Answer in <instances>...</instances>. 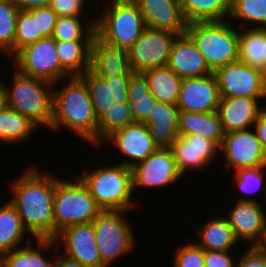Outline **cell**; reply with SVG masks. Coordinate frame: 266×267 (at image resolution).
<instances>
[{
    "label": "cell",
    "mask_w": 266,
    "mask_h": 267,
    "mask_svg": "<svg viewBox=\"0 0 266 267\" xmlns=\"http://www.w3.org/2000/svg\"><path fill=\"white\" fill-rule=\"evenodd\" d=\"M36 17L37 32L42 37H52L58 15L49 7H35L28 9Z\"/></svg>",
    "instance_id": "41"
},
{
    "label": "cell",
    "mask_w": 266,
    "mask_h": 267,
    "mask_svg": "<svg viewBox=\"0 0 266 267\" xmlns=\"http://www.w3.org/2000/svg\"><path fill=\"white\" fill-rule=\"evenodd\" d=\"M0 267H6V264L1 256H0Z\"/></svg>",
    "instance_id": "52"
},
{
    "label": "cell",
    "mask_w": 266,
    "mask_h": 267,
    "mask_svg": "<svg viewBox=\"0 0 266 267\" xmlns=\"http://www.w3.org/2000/svg\"><path fill=\"white\" fill-rule=\"evenodd\" d=\"M149 84L150 93L159 102L176 104L182 79L167 65L143 72Z\"/></svg>",
    "instance_id": "32"
},
{
    "label": "cell",
    "mask_w": 266,
    "mask_h": 267,
    "mask_svg": "<svg viewBox=\"0 0 266 267\" xmlns=\"http://www.w3.org/2000/svg\"><path fill=\"white\" fill-rule=\"evenodd\" d=\"M220 92L214 73L201 77L182 79L176 105L181 111L216 112Z\"/></svg>",
    "instance_id": "18"
},
{
    "label": "cell",
    "mask_w": 266,
    "mask_h": 267,
    "mask_svg": "<svg viewBox=\"0 0 266 267\" xmlns=\"http://www.w3.org/2000/svg\"><path fill=\"white\" fill-rule=\"evenodd\" d=\"M228 20L243 22V28H266V0H231Z\"/></svg>",
    "instance_id": "35"
},
{
    "label": "cell",
    "mask_w": 266,
    "mask_h": 267,
    "mask_svg": "<svg viewBox=\"0 0 266 267\" xmlns=\"http://www.w3.org/2000/svg\"><path fill=\"white\" fill-rule=\"evenodd\" d=\"M236 261V267H266V254L259 247H248Z\"/></svg>",
    "instance_id": "45"
},
{
    "label": "cell",
    "mask_w": 266,
    "mask_h": 267,
    "mask_svg": "<svg viewBox=\"0 0 266 267\" xmlns=\"http://www.w3.org/2000/svg\"><path fill=\"white\" fill-rule=\"evenodd\" d=\"M176 34L146 27L139 39L128 49L130 69L134 73L166 66Z\"/></svg>",
    "instance_id": "11"
},
{
    "label": "cell",
    "mask_w": 266,
    "mask_h": 267,
    "mask_svg": "<svg viewBox=\"0 0 266 267\" xmlns=\"http://www.w3.org/2000/svg\"><path fill=\"white\" fill-rule=\"evenodd\" d=\"M57 253L59 254H57L58 257L56 256L55 258L53 267H85L80 262L70 259L65 255H62V253H60L59 250H57Z\"/></svg>",
    "instance_id": "49"
},
{
    "label": "cell",
    "mask_w": 266,
    "mask_h": 267,
    "mask_svg": "<svg viewBox=\"0 0 266 267\" xmlns=\"http://www.w3.org/2000/svg\"><path fill=\"white\" fill-rule=\"evenodd\" d=\"M11 199L22 224L31 238L54 239L55 175L41 173L38 166L30 165L20 177L10 181Z\"/></svg>",
    "instance_id": "1"
},
{
    "label": "cell",
    "mask_w": 266,
    "mask_h": 267,
    "mask_svg": "<svg viewBox=\"0 0 266 267\" xmlns=\"http://www.w3.org/2000/svg\"><path fill=\"white\" fill-rule=\"evenodd\" d=\"M150 93L147 78L143 73H133L129 80L128 98H141Z\"/></svg>",
    "instance_id": "46"
},
{
    "label": "cell",
    "mask_w": 266,
    "mask_h": 267,
    "mask_svg": "<svg viewBox=\"0 0 266 267\" xmlns=\"http://www.w3.org/2000/svg\"><path fill=\"white\" fill-rule=\"evenodd\" d=\"M43 38L37 32L36 17L28 10H20L16 21L14 55L22 48Z\"/></svg>",
    "instance_id": "39"
},
{
    "label": "cell",
    "mask_w": 266,
    "mask_h": 267,
    "mask_svg": "<svg viewBox=\"0 0 266 267\" xmlns=\"http://www.w3.org/2000/svg\"><path fill=\"white\" fill-rule=\"evenodd\" d=\"M179 173L184 176L187 170H204L217 158L219 146L210 139L199 135H179L169 146Z\"/></svg>",
    "instance_id": "17"
},
{
    "label": "cell",
    "mask_w": 266,
    "mask_h": 267,
    "mask_svg": "<svg viewBox=\"0 0 266 267\" xmlns=\"http://www.w3.org/2000/svg\"><path fill=\"white\" fill-rule=\"evenodd\" d=\"M237 202V203H236ZM233 208L225 217L238 242L247 241L249 247H259L266 235V210L255 197L236 199ZM263 206V207H262Z\"/></svg>",
    "instance_id": "12"
},
{
    "label": "cell",
    "mask_w": 266,
    "mask_h": 267,
    "mask_svg": "<svg viewBox=\"0 0 266 267\" xmlns=\"http://www.w3.org/2000/svg\"><path fill=\"white\" fill-rule=\"evenodd\" d=\"M179 112L176 104L157 101L143 122L159 147H169L179 136Z\"/></svg>",
    "instance_id": "24"
},
{
    "label": "cell",
    "mask_w": 266,
    "mask_h": 267,
    "mask_svg": "<svg viewBox=\"0 0 266 267\" xmlns=\"http://www.w3.org/2000/svg\"><path fill=\"white\" fill-rule=\"evenodd\" d=\"M86 2L87 0H52L49 7L58 17H83Z\"/></svg>",
    "instance_id": "42"
},
{
    "label": "cell",
    "mask_w": 266,
    "mask_h": 267,
    "mask_svg": "<svg viewBox=\"0 0 266 267\" xmlns=\"http://www.w3.org/2000/svg\"><path fill=\"white\" fill-rule=\"evenodd\" d=\"M187 24L228 20L231 0H179Z\"/></svg>",
    "instance_id": "31"
},
{
    "label": "cell",
    "mask_w": 266,
    "mask_h": 267,
    "mask_svg": "<svg viewBox=\"0 0 266 267\" xmlns=\"http://www.w3.org/2000/svg\"><path fill=\"white\" fill-rule=\"evenodd\" d=\"M107 142L128 158L123 159L119 164L129 168L144 161L159 147L150 135L148 126L140 122H134L114 131L102 144Z\"/></svg>",
    "instance_id": "16"
},
{
    "label": "cell",
    "mask_w": 266,
    "mask_h": 267,
    "mask_svg": "<svg viewBox=\"0 0 266 267\" xmlns=\"http://www.w3.org/2000/svg\"><path fill=\"white\" fill-rule=\"evenodd\" d=\"M260 100L263 99L244 96L221 97L216 112L224 133L252 128L264 108L260 106Z\"/></svg>",
    "instance_id": "21"
},
{
    "label": "cell",
    "mask_w": 266,
    "mask_h": 267,
    "mask_svg": "<svg viewBox=\"0 0 266 267\" xmlns=\"http://www.w3.org/2000/svg\"><path fill=\"white\" fill-rule=\"evenodd\" d=\"M33 239L27 238L26 245L22 244L21 247L12 251L5 252L0 256L4 260L6 267H53L55 262L56 252L59 249L54 239H36V246L38 249L33 247ZM54 251L55 255L51 260L47 256L43 255L44 252ZM47 250V251H46ZM50 259V260H49Z\"/></svg>",
    "instance_id": "25"
},
{
    "label": "cell",
    "mask_w": 266,
    "mask_h": 267,
    "mask_svg": "<svg viewBox=\"0 0 266 267\" xmlns=\"http://www.w3.org/2000/svg\"><path fill=\"white\" fill-rule=\"evenodd\" d=\"M20 10L50 6L52 0H10Z\"/></svg>",
    "instance_id": "48"
},
{
    "label": "cell",
    "mask_w": 266,
    "mask_h": 267,
    "mask_svg": "<svg viewBox=\"0 0 266 267\" xmlns=\"http://www.w3.org/2000/svg\"><path fill=\"white\" fill-rule=\"evenodd\" d=\"M12 85L0 81L4 94V103L23 116H26L37 127H51L53 120V87L45 80L26 76L13 70Z\"/></svg>",
    "instance_id": "3"
},
{
    "label": "cell",
    "mask_w": 266,
    "mask_h": 267,
    "mask_svg": "<svg viewBox=\"0 0 266 267\" xmlns=\"http://www.w3.org/2000/svg\"><path fill=\"white\" fill-rule=\"evenodd\" d=\"M86 19L89 18L83 20L82 17H58L52 38L55 41L93 40L96 36V18L88 21Z\"/></svg>",
    "instance_id": "36"
},
{
    "label": "cell",
    "mask_w": 266,
    "mask_h": 267,
    "mask_svg": "<svg viewBox=\"0 0 266 267\" xmlns=\"http://www.w3.org/2000/svg\"><path fill=\"white\" fill-rule=\"evenodd\" d=\"M196 231L199 240L194 243L203 250L229 251L239 244L225 216L209 218Z\"/></svg>",
    "instance_id": "27"
},
{
    "label": "cell",
    "mask_w": 266,
    "mask_h": 267,
    "mask_svg": "<svg viewBox=\"0 0 266 267\" xmlns=\"http://www.w3.org/2000/svg\"><path fill=\"white\" fill-rule=\"evenodd\" d=\"M56 177L53 205L55 237L67 226L93 222L102 211L79 177L71 178L72 181Z\"/></svg>",
    "instance_id": "7"
},
{
    "label": "cell",
    "mask_w": 266,
    "mask_h": 267,
    "mask_svg": "<svg viewBox=\"0 0 266 267\" xmlns=\"http://www.w3.org/2000/svg\"><path fill=\"white\" fill-rule=\"evenodd\" d=\"M141 12L146 27L185 34L187 22L179 0H132Z\"/></svg>",
    "instance_id": "19"
},
{
    "label": "cell",
    "mask_w": 266,
    "mask_h": 267,
    "mask_svg": "<svg viewBox=\"0 0 266 267\" xmlns=\"http://www.w3.org/2000/svg\"><path fill=\"white\" fill-rule=\"evenodd\" d=\"M178 134L199 135L214 141L220 147L225 133L217 112L197 113L180 110Z\"/></svg>",
    "instance_id": "26"
},
{
    "label": "cell",
    "mask_w": 266,
    "mask_h": 267,
    "mask_svg": "<svg viewBox=\"0 0 266 267\" xmlns=\"http://www.w3.org/2000/svg\"><path fill=\"white\" fill-rule=\"evenodd\" d=\"M229 251L204 250V267H236L234 256ZM235 259V260H234Z\"/></svg>",
    "instance_id": "44"
},
{
    "label": "cell",
    "mask_w": 266,
    "mask_h": 267,
    "mask_svg": "<svg viewBox=\"0 0 266 267\" xmlns=\"http://www.w3.org/2000/svg\"><path fill=\"white\" fill-rule=\"evenodd\" d=\"M107 1L96 16V35L110 45L128 50L145 30L144 18L132 0Z\"/></svg>",
    "instance_id": "6"
},
{
    "label": "cell",
    "mask_w": 266,
    "mask_h": 267,
    "mask_svg": "<svg viewBox=\"0 0 266 267\" xmlns=\"http://www.w3.org/2000/svg\"><path fill=\"white\" fill-rule=\"evenodd\" d=\"M11 62L19 73L45 80L52 84L65 82L70 77L61 67L56 50V41L52 37H43L20 49ZM64 81V82H63Z\"/></svg>",
    "instance_id": "9"
},
{
    "label": "cell",
    "mask_w": 266,
    "mask_h": 267,
    "mask_svg": "<svg viewBox=\"0 0 266 267\" xmlns=\"http://www.w3.org/2000/svg\"><path fill=\"white\" fill-rule=\"evenodd\" d=\"M54 240L60 244L58 248L63 247V255L85 267H107L101 260L92 222L67 226Z\"/></svg>",
    "instance_id": "15"
},
{
    "label": "cell",
    "mask_w": 266,
    "mask_h": 267,
    "mask_svg": "<svg viewBox=\"0 0 266 267\" xmlns=\"http://www.w3.org/2000/svg\"><path fill=\"white\" fill-rule=\"evenodd\" d=\"M134 122L133 109L129 102L113 103L98 118L97 148H101L103 141L114 131Z\"/></svg>",
    "instance_id": "34"
},
{
    "label": "cell",
    "mask_w": 266,
    "mask_h": 267,
    "mask_svg": "<svg viewBox=\"0 0 266 267\" xmlns=\"http://www.w3.org/2000/svg\"><path fill=\"white\" fill-rule=\"evenodd\" d=\"M90 70L99 77H131L128 50L110 45L97 35L91 47Z\"/></svg>",
    "instance_id": "23"
},
{
    "label": "cell",
    "mask_w": 266,
    "mask_h": 267,
    "mask_svg": "<svg viewBox=\"0 0 266 267\" xmlns=\"http://www.w3.org/2000/svg\"><path fill=\"white\" fill-rule=\"evenodd\" d=\"M239 27L230 21L193 22L186 34L214 72L219 67L238 60Z\"/></svg>",
    "instance_id": "5"
},
{
    "label": "cell",
    "mask_w": 266,
    "mask_h": 267,
    "mask_svg": "<svg viewBox=\"0 0 266 267\" xmlns=\"http://www.w3.org/2000/svg\"><path fill=\"white\" fill-rule=\"evenodd\" d=\"M67 83L53 87V120L50 130L69 129L89 146L97 149L98 118L95 115L89 89L80 76L68 77Z\"/></svg>",
    "instance_id": "2"
},
{
    "label": "cell",
    "mask_w": 266,
    "mask_h": 267,
    "mask_svg": "<svg viewBox=\"0 0 266 267\" xmlns=\"http://www.w3.org/2000/svg\"><path fill=\"white\" fill-rule=\"evenodd\" d=\"M80 77L87 84L97 118L113 103L128 102L130 77H99L90 69Z\"/></svg>",
    "instance_id": "20"
},
{
    "label": "cell",
    "mask_w": 266,
    "mask_h": 267,
    "mask_svg": "<svg viewBox=\"0 0 266 267\" xmlns=\"http://www.w3.org/2000/svg\"><path fill=\"white\" fill-rule=\"evenodd\" d=\"M128 102L132 105L135 122L143 123L148 118L149 112L157 100L149 93L141 98H128Z\"/></svg>",
    "instance_id": "43"
},
{
    "label": "cell",
    "mask_w": 266,
    "mask_h": 267,
    "mask_svg": "<svg viewBox=\"0 0 266 267\" xmlns=\"http://www.w3.org/2000/svg\"><path fill=\"white\" fill-rule=\"evenodd\" d=\"M167 66L181 79L210 75L205 58L185 33L177 35L170 50Z\"/></svg>",
    "instance_id": "22"
},
{
    "label": "cell",
    "mask_w": 266,
    "mask_h": 267,
    "mask_svg": "<svg viewBox=\"0 0 266 267\" xmlns=\"http://www.w3.org/2000/svg\"><path fill=\"white\" fill-rule=\"evenodd\" d=\"M221 97L244 96L266 100V82L263 71L242 61L228 63L214 72Z\"/></svg>",
    "instance_id": "10"
},
{
    "label": "cell",
    "mask_w": 266,
    "mask_h": 267,
    "mask_svg": "<svg viewBox=\"0 0 266 267\" xmlns=\"http://www.w3.org/2000/svg\"><path fill=\"white\" fill-rule=\"evenodd\" d=\"M240 29L238 60L263 71L266 66V28Z\"/></svg>",
    "instance_id": "29"
},
{
    "label": "cell",
    "mask_w": 266,
    "mask_h": 267,
    "mask_svg": "<svg viewBox=\"0 0 266 267\" xmlns=\"http://www.w3.org/2000/svg\"><path fill=\"white\" fill-rule=\"evenodd\" d=\"M259 248L266 254V235L264 237L262 244L259 246Z\"/></svg>",
    "instance_id": "51"
},
{
    "label": "cell",
    "mask_w": 266,
    "mask_h": 267,
    "mask_svg": "<svg viewBox=\"0 0 266 267\" xmlns=\"http://www.w3.org/2000/svg\"><path fill=\"white\" fill-rule=\"evenodd\" d=\"M133 194L138 188H158L176 184L183 177L169 147H158L144 161L131 168Z\"/></svg>",
    "instance_id": "14"
},
{
    "label": "cell",
    "mask_w": 266,
    "mask_h": 267,
    "mask_svg": "<svg viewBox=\"0 0 266 267\" xmlns=\"http://www.w3.org/2000/svg\"><path fill=\"white\" fill-rule=\"evenodd\" d=\"M38 129L39 127L18 111L5 104L0 108V142L6 144V147L26 142Z\"/></svg>",
    "instance_id": "30"
},
{
    "label": "cell",
    "mask_w": 266,
    "mask_h": 267,
    "mask_svg": "<svg viewBox=\"0 0 266 267\" xmlns=\"http://www.w3.org/2000/svg\"><path fill=\"white\" fill-rule=\"evenodd\" d=\"M127 213L102 210L92 222L101 260L107 267L127 257L137 246L132 222L125 216Z\"/></svg>",
    "instance_id": "8"
},
{
    "label": "cell",
    "mask_w": 266,
    "mask_h": 267,
    "mask_svg": "<svg viewBox=\"0 0 266 267\" xmlns=\"http://www.w3.org/2000/svg\"><path fill=\"white\" fill-rule=\"evenodd\" d=\"M219 152L227 169L235 172L241 168L266 166V153L252 127L224 134Z\"/></svg>",
    "instance_id": "13"
},
{
    "label": "cell",
    "mask_w": 266,
    "mask_h": 267,
    "mask_svg": "<svg viewBox=\"0 0 266 267\" xmlns=\"http://www.w3.org/2000/svg\"><path fill=\"white\" fill-rule=\"evenodd\" d=\"M93 40L56 41L60 67L70 76H82L90 69Z\"/></svg>",
    "instance_id": "28"
},
{
    "label": "cell",
    "mask_w": 266,
    "mask_h": 267,
    "mask_svg": "<svg viewBox=\"0 0 266 267\" xmlns=\"http://www.w3.org/2000/svg\"><path fill=\"white\" fill-rule=\"evenodd\" d=\"M263 75H264V79H265V82H266V66H265V69L263 70Z\"/></svg>",
    "instance_id": "53"
},
{
    "label": "cell",
    "mask_w": 266,
    "mask_h": 267,
    "mask_svg": "<svg viewBox=\"0 0 266 267\" xmlns=\"http://www.w3.org/2000/svg\"><path fill=\"white\" fill-rule=\"evenodd\" d=\"M253 128L266 153V106L265 105L264 108L260 111L256 119V122L254 123Z\"/></svg>",
    "instance_id": "47"
},
{
    "label": "cell",
    "mask_w": 266,
    "mask_h": 267,
    "mask_svg": "<svg viewBox=\"0 0 266 267\" xmlns=\"http://www.w3.org/2000/svg\"><path fill=\"white\" fill-rule=\"evenodd\" d=\"M234 173V186L238 187L242 195L256 194L263 189L266 198V166L241 168Z\"/></svg>",
    "instance_id": "38"
},
{
    "label": "cell",
    "mask_w": 266,
    "mask_h": 267,
    "mask_svg": "<svg viewBox=\"0 0 266 267\" xmlns=\"http://www.w3.org/2000/svg\"><path fill=\"white\" fill-rule=\"evenodd\" d=\"M4 94H3V90L2 87L0 86V108L4 105Z\"/></svg>",
    "instance_id": "50"
},
{
    "label": "cell",
    "mask_w": 266,
    "mask_h": 267,
    "mask_svg": "<svg viewBox=\"0 0 266 267\" xmlns=\"http://www.w3.org/2000/svg\"><path fill=\"white\" fill-rule=\"evenodd\" d=\"M173 267H204V250L193 241L183 244L174 253Z\"/></svg>",
    "instance_id": "40"
},
{
    "label": "cell",
    "mask_w": 266,
    "mask_h": 267,
    "mask_svg": "<svg viewBox=\"0 0 266 267\" xmlns=\"http://www.w3.org/2000/svg\"><path fill=\"white\" fill-rule=\"evenodd\" d=\"M27 234L15 206L7 200L0 207V255L21 247Z\"/></svg>",
    "instance_id": "33"
},
{
    "label": "cell",
    "mask_w": 266,
    "mask_h": 267,
    "mask_svg": "<svg viewBox=\"0 0 266 267\" xmlns=\"http://www.w3.org/2000/svg\"><path fill=\"white\" fill-rule=\"evenodd\" d=\"M81 173L78 177L102 210L131 211L137 208L138 204L132 198L131 168L116 163L109 166L96 165L91 171L85 168Z\"/></svg>",
    "instance_id": "4"
},
{
    "label": "cell",
    "mask_w": 266,
    "mask_h": 267,
    "mask_svg": "<svg viewBox=\"0 0 266 267\" xmlns=\"http://www.w3.org/2000/svg\"><path fill=\"white\" fill-rule=\"evenodd\" d=\"M20 9L10 0H0V51L10 59L14 56L16 21Z\"/></svg>",
    "instance_id": "37"
}]
</instances>
